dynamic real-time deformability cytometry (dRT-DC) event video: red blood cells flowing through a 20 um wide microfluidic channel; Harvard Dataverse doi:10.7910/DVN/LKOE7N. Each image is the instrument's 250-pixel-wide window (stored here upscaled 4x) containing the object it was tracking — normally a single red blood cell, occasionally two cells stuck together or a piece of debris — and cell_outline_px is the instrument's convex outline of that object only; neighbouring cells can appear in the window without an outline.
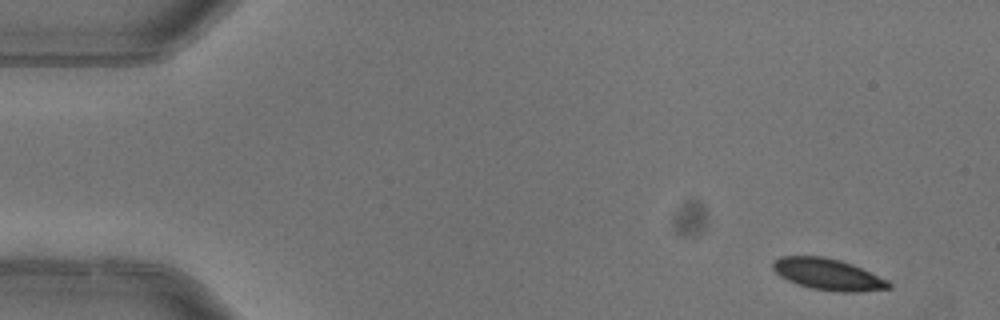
{"species": "common noctule bat (a hibernating species)", "species_latin": "Nyctalus noctula", "temperature_condition": "warm", "stored_images_in_passage": 4, "camera_frame_rate_fps": 3000, "um_per_image_px": 0.085, "animal": {"sex": "female"}, "frame": {"image": 1, "passage_image": 1, "time_ms": 0.0, "image_size_px": [1000, 320], "cell_outline_px": [[892, 288], [860, 292], [840, 292], [812, 288], [796, 284], [780, 276], [772, 268], [772, 260], [780, 256], [824, 256], [840, 260], [852, 264], [888, 280], [892, 284]], "centroid_in_image_um": [70.37, 23.31], "position_along_channel_um": 14.6, "area_um2": 21.33}}